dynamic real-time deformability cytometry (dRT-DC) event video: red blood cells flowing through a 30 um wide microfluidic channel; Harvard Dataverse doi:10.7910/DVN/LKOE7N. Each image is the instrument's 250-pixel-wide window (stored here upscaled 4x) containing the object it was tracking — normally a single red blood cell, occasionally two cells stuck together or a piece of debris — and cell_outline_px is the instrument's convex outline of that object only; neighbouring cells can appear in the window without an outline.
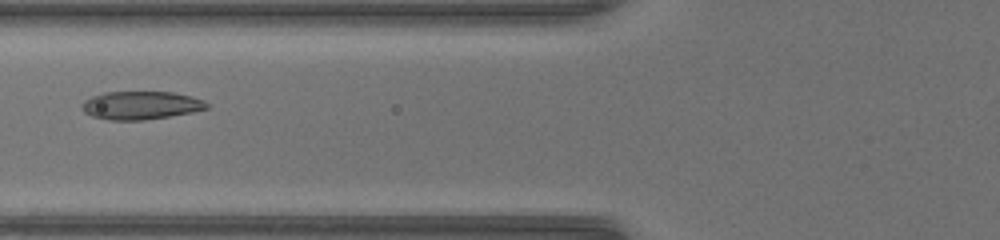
{"species": "common noctule bat (a hibernating species)", "species_latin": "Nyctalus noctula", "temperature_condition": "warm", "stored_images_in_passage": 45, "camera_frame_rate_fps": 3000, "um_per_image_px": 0.085, "animal": {"sex": "female", "body_mass_g": 17.0, "forearm_length_mm": 48.0}, "frame": {"image": 1, "passage_image": 16, "time_ms": 5.0, "image_size_px": [1000, 240], "cell_outline_px": [[208, 108], [192, 112], [144, 120], [108, 120], [92, 116], [84, 112], [80, 104], [84, 100], [92, 96], [104, 92], [172, 92], [192, 96], [204, 100], [208, 104]], "centroid_in_image_um": [11.95, 8.95], "position_along_channel_um": 113.9, "area_um2": 20.52}}
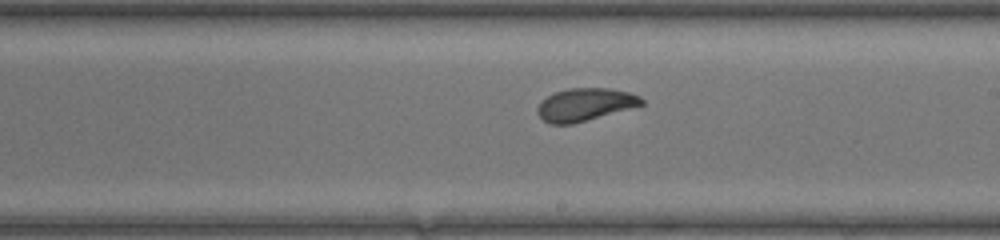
{"frame": {"image": 2, "passage_image": 25, "time_ms": 8.0, "image_size_px": [1000, 240], "cell_outline_px": [[644, 104], [572, 124], [552, 124], [544, 120], [536, 112], [536, 108], [540, 100], [556, 92], [568, 88], [608, 88], [628, 92], [640, 96], [644, 100]], "centroid_in_image_um": [49.69, 8.88], "position_along_channel_um": 239.3, "area_um2": 19.65}}
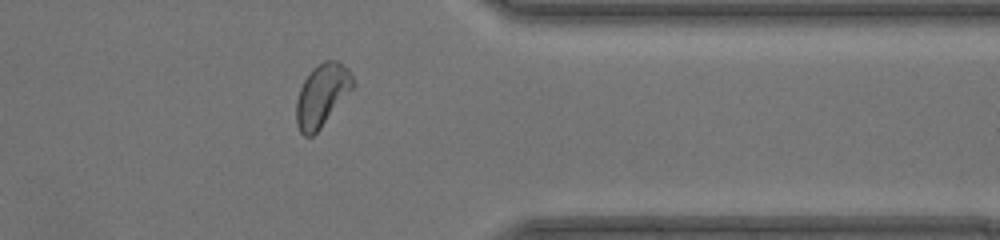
{"frame": {"image": 3, "passage_image": 36, "time_ms": 11.667, "image_size_px": [1000, 240], "cell_outline_px": [[356, 88], [320, 128], [312, 136], [304, 136], [300, 132], [296, 124], [296, 100], [300, 88], [304, 80], [312, 68], [324, 60], [336, 60], [348, 68], [356, 84]], "centroid_in_image_um": [27.4, 8.08], "position_along_channel_um": 384.0, "area_um2": 21.04}, "authors_computed_cell_mechanics": {"area_um2": 20.1144, "velocity_mm_per_s": 4.1771, "shape_relaxation_time_tau1_ms": 3.8079, "shape_relaxation_time_tau2_ms": 1.3901, "deformation_change_tau1": 0.1548, "deformation_change_tau2": 0.0558}}